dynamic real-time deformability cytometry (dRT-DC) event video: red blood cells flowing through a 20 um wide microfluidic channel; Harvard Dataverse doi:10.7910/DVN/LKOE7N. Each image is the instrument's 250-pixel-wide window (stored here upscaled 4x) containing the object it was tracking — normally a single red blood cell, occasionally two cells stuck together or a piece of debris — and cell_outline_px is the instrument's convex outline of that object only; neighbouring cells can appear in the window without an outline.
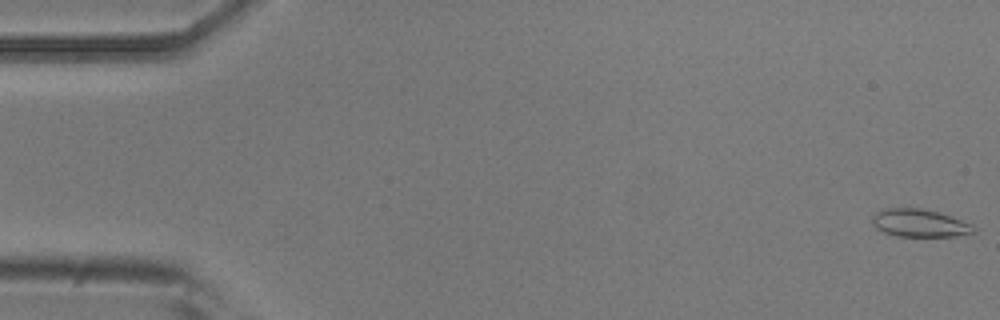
{"species": "common noctule bat (a hibernating species)", "species_latin": "Nyctalus noctula", "temperature_condition": "room temperature", "stored_images_in_passage": 53, "camera_frame_rate_fps": 3000, "um_per_image_px": 0.085, "animal": {"sex": "male", "body_mass_g": 20.5, "forearm_length_mm": 52.5}, "frame": {"image": 1, "passage_image": 1, "time_ms": 0.0, "image_size_px": [1000, 320], "cell_outline_px": [[976, 232], [956, 236], [896, 236], [884, 232], [876, 228], [872, 224], [872, 216], [876, 212], [884, 208], [920, 208], [936, 212], [972, 224], [976, 228]], "centroid_in_image_um": [78.13, 18.97], "position_along_channel_um": 6.9, "area_um2": 16.3}}
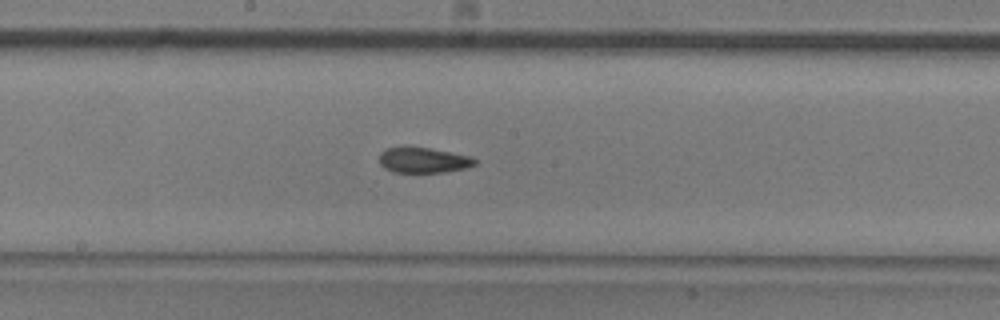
{"frame": {"image": 2, "passage_image": 28, "time_ms": 9.0, "image_size_px": [1000, 320], "cell_outline_px": [[476, 164], [468, 168], [444, 172], [392, 172], [384, 168], [380, 164], [380, 152], [384, 148], [400, 144], [408, 144], [432, 148], [472, 156], [476, 160]], "centroid_in_image_um": [35.94, 13.56], "position_along_channel_um": 212.3, "area_um2": 14.97}}
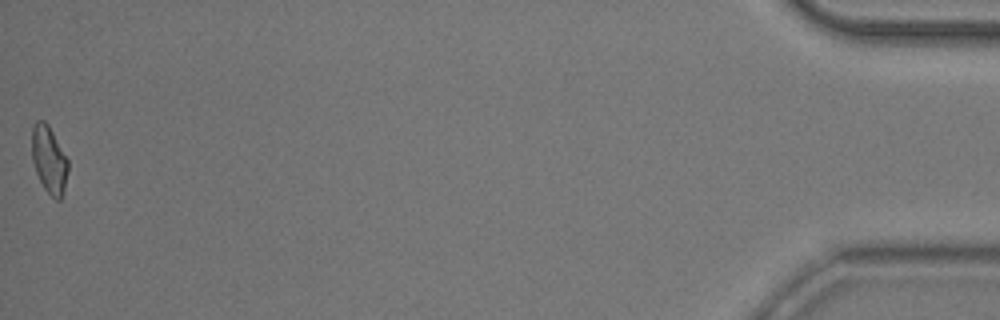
{"frame": {"image": 3, "passage_image": 53, "time_ms": 17.333, "image_size_px": [1000, 320], "cell_outline_px": [[68, 172], [64, 192], [60, 200], [56, 200], [44, 188], [36, 172], [32, 160], [32, 128], [36, 120], [44, 120], [48, 124], [68, 160]], "centroid_in_image_um": [4.17, 13.57], "position_along_channel_um": 431.0, "area_um2": 14.16}, "authors_computed_cell_mechanics": {"area_um2": 15.028, "velocity_mm_per_s": 3.8261, "shape_relaxation_time_tau1_ms": 8.3924, "shape_relaxation_time_tau2_ms": 2.7946, "deformation_change_tau1": 0.1677, "deformation_change_tau2": 0.069}}